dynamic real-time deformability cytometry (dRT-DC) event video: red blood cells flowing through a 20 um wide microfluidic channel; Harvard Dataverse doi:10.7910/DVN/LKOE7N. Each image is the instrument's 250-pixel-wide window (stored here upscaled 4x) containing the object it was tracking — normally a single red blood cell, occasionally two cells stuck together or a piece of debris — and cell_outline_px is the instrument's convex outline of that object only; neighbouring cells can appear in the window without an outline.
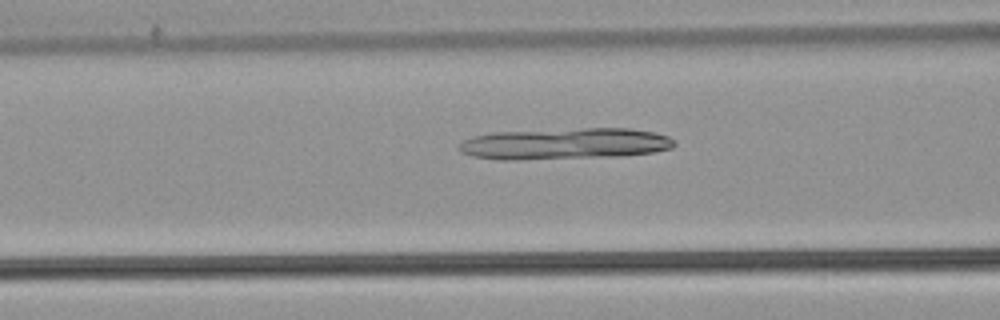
{"species": "common noctule bat (a hibernating species)", "species_latin": "Nyctalus noctula", "temperature_condition": "warm", "stored_images_in_passage": 27, "camera_frame_rate_fps": 3000, "um_per_image_px": 0.085, "animal": {"sex": "male", "body_mass_g": 21.5, "forearm_length_mm": 52.0}, "frame": {"image": 1, "passage_image": 6, "time_ms": 1.667, "image_size_px": [1000, 320], "cell_outline_px": [[676, 144], [672, 148], [652, 152], [620, 156], [516, 160], [500, 160], [472, 156], [460, 152], [460, 144], [464, 140], [472, 136], [492, 132], [584, 128], [628, 128], [652, 132], [668, 136]], "centroid_in_image_um": [47.98, 12.22], "position_along_channel_um": 118.6, "area_um2": 39.36}}
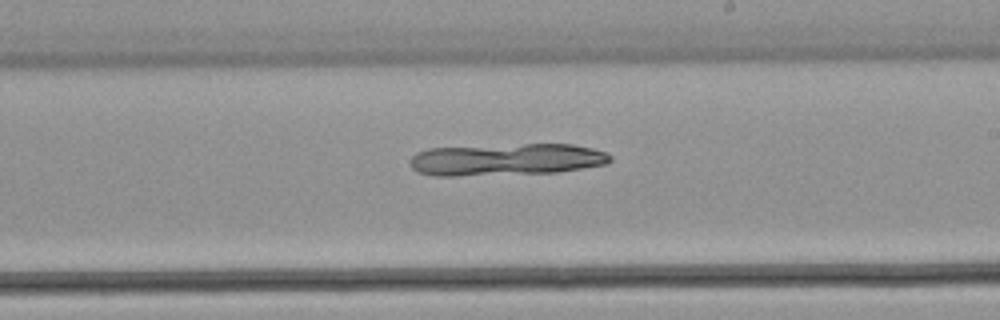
{"frame": {"image": 2, "passage_image": 16, "time_ms": 5.0, "image_size_px": [1000, 320], "cell_outline_px": [[612, 160], [608, 164], [556, 172], [456, 176], [436, 176], [420, 172], [412, 168], [408, 164], [408, 160], [416, 152], [428, 148], [524, 144], [572, 144], [592, 148], [608, 152], [612, 156]], "centroid_in_image_um": [43.04, 13.55], "position_along_channel_um": 246.0, "area_um2": 37.57}}
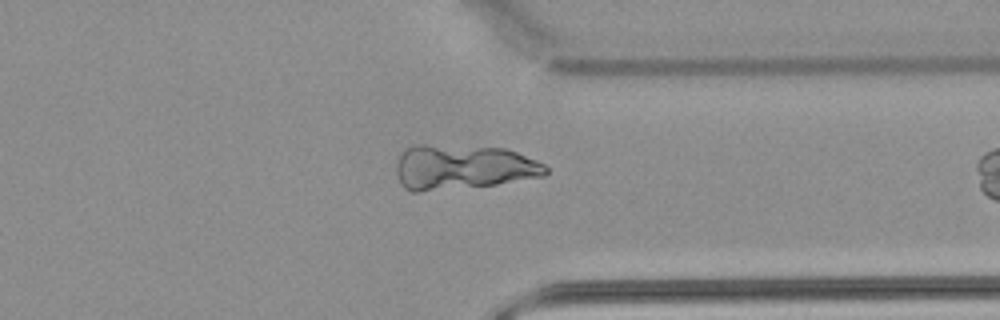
{"frame": {"image": 3, "passage_image": 26, "time_ms": 8.333, "image_size_px": [1000, 320], "cell_outline_px": [[548, 172], [544, 176], [496, 184], [420, 192], [412, 192], [404, 188], [400, 184], [396, 172], [396, 164], [400, 152], [404, 148], [412, 144], [424, 144], [504, 148], [516, 152], [536, 160], [544, 164], [548, 168]], "centroid_in_image_um": [39.28, 14.2], "position_along_channel_um": 372.1, "area_um2": 39.36}}